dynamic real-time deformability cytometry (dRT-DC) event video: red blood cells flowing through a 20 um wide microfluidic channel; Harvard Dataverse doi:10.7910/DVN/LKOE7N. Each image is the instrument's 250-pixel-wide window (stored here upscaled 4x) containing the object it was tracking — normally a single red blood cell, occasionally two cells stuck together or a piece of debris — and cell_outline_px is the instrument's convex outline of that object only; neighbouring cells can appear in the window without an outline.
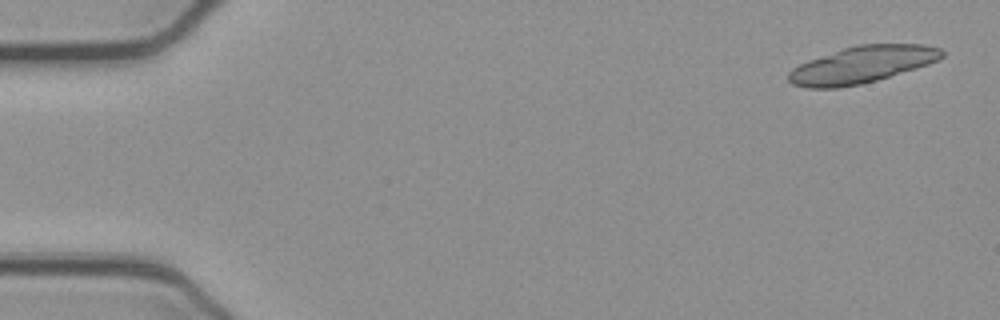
{"species": "common noctule bat (a hibernating species)", "species_latin": "Nyctalus noctula", "temperature_condition": "cold", "stored_images_in_passage": 18, "camera_frame_rate_fps": 3000, "um_per_image_px": 0.085, "animal": {"sex": "female", "body_mass_g": 21.9}, "frame": {"image": 1, "passage_image": 2, "time_ms": 0.333, "image_size_px": [1000, 320], "cell_outline_px": [[944, 56], [928, 64], [916, 68], [876, 80], [860, 84], [840, 88], [808, 88], [792, 84], [788, 80], [788, 72], [792, 68], [808, 60], [856, 44], [924, 44], [940, 48], [944, 52]], "centroid_in_image_um": [73.25, 5.5], "position_along_channel_um": 11.7, "area_um2": 32.77}}